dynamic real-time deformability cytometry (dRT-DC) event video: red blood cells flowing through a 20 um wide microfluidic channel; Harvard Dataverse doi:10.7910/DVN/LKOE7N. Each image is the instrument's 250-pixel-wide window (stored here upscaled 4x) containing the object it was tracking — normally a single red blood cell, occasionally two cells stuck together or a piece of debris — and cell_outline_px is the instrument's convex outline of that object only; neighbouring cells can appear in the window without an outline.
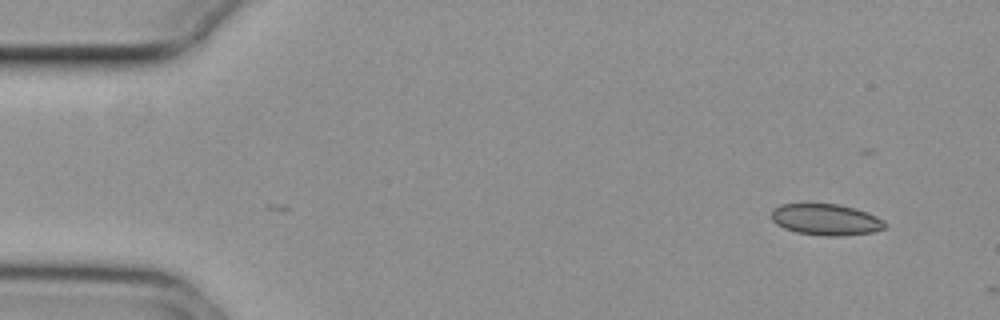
{"species": "common noctule bat (a hibernating species)", "species_latin": "Nyctalus noctula", "temperature_condition": "cold", "stored_images_in_passage": 4, "camera_frame_rate_fps": 3000, "um_per_image_px": 0.085, "animal": {"sex": "female", "body_mass_g": 29.2, "forearm_length_mm": 56.3}, "frame": {"image": 1, "passage_image": 4, "time_ms": 1.0, "image_size_px": [1000, 320], "cell_outline_px": [[888, 224], [884, 228], [872, 232], [840, 236], [824, 236], [796, 232], [784, 228], [776, 224], [772, 220], [772, 208], [780, 204], [840, 204], [856, 208], [868, 212], [884, 220]], "centroid_in_image_um": [70.21, 18.66], "position_along_channel_um": 14.8, "area_um2": 20.87}}